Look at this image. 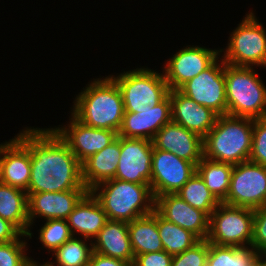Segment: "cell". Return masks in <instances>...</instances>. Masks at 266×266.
<instances>
[{"mask_svg":"<svg viewBox=\"0 0 266 266\" xmlns=\"http://www.w3.org/2000/svg\"><path fill=\"white\" fill-rule=\"evenodd\" d=\"M17 136L30 150L31 172L27 193L88 190L82 166L53 128H27Z\"/></svg>","mask_w":266,"mask_h":266,"instance_id":"cell-1","label":"cell"},{"mask_svg":"<svg viewBox=\"0 0 266 266\" xmlns=\"http://www.w3.org/2000/svg\"><path fill=\"white\" fill-rule=\"evenodd\" d=\"M74 101L71 114L76 119L87 126L118 133L125 110L121 90L111 76L94 79Z\"/></svg>","mask_w":266,"mask_h":266,"instance_id":"cell-2","label":"cell"},{"mask_svg":"<svg viewBox=\"0 0 266 266\" xmlns=\"http://www.w3.org/2000/svg\"><path fill=\"white\" fill-rule=\"evenodd\" d=\"M253 139V119L219 115L203 138L204 157L237 165L249 159Z\"/></svg>","mask_w":266,"mask_h":266,"instance_id":"cell-3","label":"cell"},{"mask_svg":"<svg viewBox=\"0 0 266 266\" xmlns=\"http://www.w3.org/2000/svg\"><path fill=\"white\" fill-rule=\"evenodd\" d=\"M98 199L108 220L129 223L153 212L155 198L150 184L118 179L106 180L90 190Z\"/></svg>","mask_w":266,"mask_h":266,"instance_id":"cell-4","label":"cell"},{"mask_svg":"<svg viewBox=\"0 0 266 266\" xmlns=\"http://www.w3.org/2000/svg\"><path fill=\"white\" fill-rule=\"evenodd\" d=\"M253 67L225 63L227 114L259 119L266 117V86Z\"/></svg>","mask_w":266,"mask_h":266,"instance_id":"cell-5","label":"cell"},{"mask_svg":"<svg viewBox=\"0 0 266 266\" xmlns=\"http://www.w3.org/2000/svg\"><path fill=\"white\" fill-rule=\"evenodd\" d=\"M154 71L136 68L116 77L110 75L121 90L125 112L150 110L168 95L169 88L163 72Z\"/></svg>","mask_w":266,"mask_h":266,"instance_id":"cell-6","label":"cell"},{"mask_svg":"<svg viewBox=\"0 0 266 266\" xmlns=\"http://www.w3.org/2000/svg\"><path fill=\"white\" fill-rule=\"evenodd\" d=\"M221 56L226 64L236 67H266V30L253 12L246 14L229 37Z\"/></svg>","mask_w":266,"mask_h":266,"instance_id":"cell-7","label":"cell"},{"mask_svg":"<svg viewBox=\"0 0 266 266\" xmlns=\"http://www.w3.org/2000/svg\"><path fill=\"white\" fill-rule=\"evenodd\" d=\"M254 210L220 203L210 215L207 241L218 246H250Z\"/></svg>","mask_w":266,"mask_h":266,"instance_id":"cell-8","label":"cell"},{"mask_svg":"<svg viewBox=\"0 0 266 266\" xmlns=\"http://www.w3.org/2000/svg\"><path fill=\"white\" fill-rule=\"evenodd\" d=\"M224 204L250 209L266 205V166L246 161L233 166Z\"/></svg>","mask_w":266,"mask_h":266,"instance_id":"cell-9","label":"cell"},{"mask_svg":"<svg viewBox=\"0 0 266 266\" xmlns=\"http://www.w3.org/2000/svg\"><path fill=\"white\" fill-rule=\"evenodd\" d=\"M219 58L178 90L197 104L212 109L218 115H226L225 62L221 58L218 60ZM219 61L220 63H218Z\"/></svg>","mask_w":266,"mask_h":266,"instance_id":"cell-10","label":"cell"},{"mask_svg":"<svg viewBox=\"0 0 266 266\" xmlns=\"http://www.w3.org/2000/svg\"><path fill=\"white\" fill-rule=\"evenodd\" d=\"M197 171V166L153 146L150 188L155 197L176 194Z\"/></svg>","mask_w":266,"mask_h":266,"instance_id":"cell-11","label":"cell"},{"mask_svg":"<svg viewBox=\"0 0 266 266\" xmlns=\"http://www.w3.org/2000/svg\"><path fill=\"white\" fill-rule=\"evenodd\" d=\"M220 55L219 50L188 45L179 50L163 68L169 90H178L183 84L207 69Z\"/></svg>","mask_w":266,"mask_h":266,"instance_id":"cell-12","label":"cell"},{"mask_svg":"<svg viewBox=\"0 0 266 266\" xmlns=\"http://www.w3.org/2000/svg\"><path fill=\"white\" fill-rule=\"evenodd\" d=\"M153 142L120 136V157L115 179L150 184Z\"/></svg>","mask_w":266,"mask_h":266,"instance_id":"cell-13","label":"cell"},{"mask_svg":"<svg viewBox=\"0 0 266 266\" xmlns=\"http://www.w3.org/2000/svg\"><path fill=\"white\" fill-rule=\"evenodd\" d=\"M67 126L53 128L66 142L71 152L82 164L90 156L101 151L114 141L116 131L87 126L76 119L72 114Z\"/></svg>","mask_w":266,"mask_h":266,"instance_id":"cell-14","label":"cell"},{"mask_svg":"<svg viewBox=\"0 0 266 266\" xmlns=\"http://www.w3.org/2000/svg\"><path fill=\"white\" fill-rule=\"evenodd\" d=\"M154 209L166 220L207 240L210 217L185 202L177 193L155 197Z\"/></svg>","mask_w":266,"mask_h":266,"instance_id":"cell-15","label":"cell"},{"mask_svg":"<svg viewBox=\"0 0 266 266\" xmlns=\"http://www.w3.org/2000/svg\"><path fill=\"white\" fill-rule=\"evenodd\" d=\"M152 142L156 149L173 153L196 166L204 157L203 138L173 121L162 126Z\"/></svg>","mask_w":266,"mask_h":266,"instance_id":"cell-16","label":"cell"},{"mask_svg":"<svg viewBox=\"0 0 266 266\" xmlns=\"http://www.w3.org/2000/svg\"><path fill=\"white\" fill-rule=\"evenodd\" d=\"M30 172V150L17 135L0 144V182L27 192Z\"/></svg>","mask_w":266,"mask_h":266,"instance_id":"cell-17","label":"cell"},{"mask_svg":"<svg viewBox=\"0 0 266 266\" xmlns=\"http://www.w3.org/2000/svg\"><path fill=\"white\" fill-rule=\"evenodd\" d=\"M172 121L171 100L168 94L160 103L141 112H124L118 136L153 140L159 129Z\"/></svg>","mask_w":266,"mask_h":266,"instance_id":"cell-18","label":"cell"},{"mask_svg":"<svg viewBox=\"0 0 266 266\" xmlns=\"http://www.w3.org/2000/svg\"><path fill=\"white\" fill-rule=\"evenodd\" d=\"M89 190L40 192L28 194V219L30 226L35 218L66 220L76 204Z\"/></svg>","mask_w":266,"mask_h":266,"instance_id":"cell-19","label":"cell"},{"mask_svg":"<svg viewBox=\"0 0 266 266\" xmlns=\"http://www.w3.org/2000/svg\"><path fill=\"white\" fill-rule=\"evenodd\" d=\"M172 121L204 138L214 127L218 114L197 104L179 90H169Z\"/></svg>","mask_w":266,"mask_h":266,"instance_id":"cell-20","label":"cell"},{"mask_svg":"<svg viewBox=\"0 0 266 266\" xmlns=\"http://www.w3.org/2000/svg\"><path fill=\"white\" fill-rule=\"evenodd\" d=\"M66 221L74 237L75 233H80L83 238L91 240L105 226L108 218L98 199L88 191L76 204Z\"/></svg>","mask_w":266,"mask_h":266,"instance_id":"cell-21","label":"cell"},{"mask_svg":"<svg viewBox=\"0 0 266 266\" xmlns=\"http://www.w3.org/2000/svg\"><path fill=\"white\" fill-rule=\"evenodd\" d=\"M93 251L125 262L134 261L128 223L108 220L92 242Z\"/></svg>","mask_w":266,"mask_h":266,"instance_id":"cell-22","label":"cell"},{"mask_svg":"<svg viewBox=\"0 0 266 266\" xmlns=\"http://www.w3.org/2000/svg\"><path fill=\"white\" fill-rule=\"evenodd\" d=\"M120 157V136L82 164V181L90 191L99 183L114 179Z\"/></svg>","mask_w":266,"mask_h":266,"instance_id":"cell-23","label":"cell"},{"mask_svg":"<svg viewBox=\"0 0 266 266\" xmlns=\"http://www.w3.org/2000/svg\"><path fill=\"white\" fill-rule=\"evenodd\" d=\"M0 217L12 223L30 239L32 232L28 219V194L26 191L0 182Z\"/></svg>","mask_w":266,"mask_h":266,"instance_id":"cell-24","label":"cell"},{"mask_svg":"<svg viewBox=\"0 0 266 266\" xmlns=\"http://www.w3.org/2000/svg\"><path fill=\"white\" fill-rule=\"evenodd\" d=\"M134 256L164 250L157 227V211L128 223Z\"/></svg>","mask_w":266,"mask_h":266,"instance_id":"cell-25","label":"cell"},{"mask_svg":"<svg viewBox=\"0 0 266 266\" xmlns=\"http://www.w3.org/2000/svg\"><path fill=\"white\" fill-rule=\"evenodd\" d=\"M232 164L203 157L197 164V172L215 198L223 203L229 192Z\"/></svg>","mask_w":266,"mask_h":266,"instance_id":"cell-26","label":"cell"},{"mask_svg":"<svg viewBox=\"0 0 266 266\" xmlns=\"http://www.w3.org/2000/svg\"><path fill=\"white\" fill-rule=\"evenodd\" d=\"M261 257L251 245L237 247L209 243L206 266H257Z\"/></svg>","mask_w":266,"mask_h":266,"instance_id":"cell-27","label":"cell"},{"mask_svg":"<svg viewBox=\"0 0 266 266\" xmlns=\"http://www.w3.org/2000/svg\"><path fill=\"white\" fill-rule=\"evenodd\" d=\"M157 227L164 251L172 256L181 254L200 241L191 231L166 220L158 212Z\"/></svg>","mask_w":266,"mask_h":266,"instance_id":"cell-28","label":"cell"},{"mask_svg":"<svg viewBox=\"0 0 266 266\" xmlns=\"http://www.w3.org/2000/svg\"><path fill=\"white\" fill-rule=\"evenodd\" d=\"M177 194L189 205L205 212L209 217L220 204L197 171L181 187Z\"/></svg>","mask_w":266,"mask_h":266,"instance_id":"cell-29","label":"cell"},{"mask_svg":"<svg viewBox=\"0 0 266 266\" xmlns=\"http://www.w3.org/2000/svg\"><path fill=\"white\" fill-rule=\"evenodd\" d=\"M86 240L76 236L69 239L62 246L53 252L55 262H45V266H88L91 254L93 252L92 240L88 246Z\"/></svg>","mask_w":266,"mask_h":266,"instance_id":"cell-30","label":"cell"},{"mask_svg":"<svg viewBox=\"0 0 266 266\" xmlns=\"http://www.w3.org/2000/svg\"><path fill=\"white\" fill-rule=\"evenodd\" d=\"M72 237L67 221L61 219L46 220L39 232V240L49 252H54Z\"/></svg>","mask_w":266,"mask_h":266,"instance_id":"cell-31","label":"cell"},{"mask_svg":"<svg viewBox=\"0 0 266 266\" xmlns=\"http://www.w3.org/2000/svg\"><path fill=\"white\" fill-rule=\"evenodd\" d=\"M28 237L21 234L16 240L8 243H0V266H29L32 260L25 253L27 242L21 237Z\"/></svg>","mask_w":266,"mask_h":266,"instance_id":"cell-32","label":"cell"},{"mask_svg":"<svg viewBox=\"0 0 266 266\" xmlns=\"http://www.w3.org/2000/svg\"><path fill=\"white\" fill-rule=\"evenodd\" d=\"M209 242L200 240L192 248L172 257L171 266H206Z\"/></svg>","mask_w":266,"mask_h":266,"instance_id":"cell-33","label":"cell"},{"mask_svg":"<svg viewBox=\"0 0 266 266\" xmlns=\"http://www.w3.org/2000/svg\"><path fill=\"white\" fill-rule=\"evenodd\" d=\"M248 161L266 166V117L253 119L252 148Z\"/></svg>","mask_w":266,"mask_h":266,"instance_id":"cell-34","label":"cell"},{"mask_svg":"<svg viewBox=\"0 0 266 266\" xmlns=\"http://www.w3.org/2000/svg\"><path fill=\"white\" fill-rule=\"evenodd\" d=\"M251 246L261 256L266 253V206L254 210Z\"/></svg>","mask_w":266,"mask_h":266,"instance_id":"cell-35","label":"cell"},{"mask_svg":"<svg viewBox=\"0 0 266 266\" xmlns=\"http://www.w3.org/2000/svg\"><path fill=\"white\" fill-rule=\"evenodd\" d=\"M172 255L162 250L134 256L133 266H171Z\"/></svg>","mask_w":266,"mask_h":266,"instance_id":"cell-36","label":"cell"},{"mask_svg":"<svg viewBox=\"0 0 266 266\" xmlns=\"http://www.w3.org/2000/svg\"><path fill=\"white\" fill-rule=\"evenodd\" d=\"M21 234L12 223L0 217V243L12 242Z\"/></svg>","mask_w":266,"mask_h":266,"instance_id":"cell-37","label":"cell"},{"mask_svg":"<svg viewBox=\"0 0 266 266\" xmlns=\"http://www.w3.org/2000/svg\"><path fill=\"white\" fill-rule=\"evenodd\" d=\"M88 266H133V264L112 257H106L93 251Z\"/></svg>","mask_w":266,"mask_h":266,"instance_id":"cell-38","label":"cell"},{"mask_svg":"<svg viewBox=\"0 0 266 266\" xmlns=\"http://www.w3.org/2000/svg\"><path fill=\"white\" fill-rule=\"evenodd\" d=\"M257 266H266V261L263 259V257L260 258Z\"/></svg>","mask_w":266,"mask_h":266,"instance_id":"cell-39","label":"cell"},{"mask_svg":"<svg viewBox=\"0 0 266 266\" xmlns=\"http://www.w3.org/2000/svg\"><path fill=\"white\" fill-rule=\"evenodd\" d=\"M29 266H45L44 263L40 265L38 264L37 261L32 262Z\"/></svg>","mask_w":266,"mask_h":266,"instance_id":"cell-40","label":"cell"},{"mask_svg":"<svg viewBox=\"0 0 266 266\" xmlns=\"http://www.w3.org/2000/svg\"><path fill=\"white\" fill-rule=\"evenodd\" d=\"M264 256V260L266 261V253H264L263 255H262V257Z\"/></svg>","mask_w":266,"mask_h":266,"instance_id":"cell-41","label":"cell"}]
</instances>
